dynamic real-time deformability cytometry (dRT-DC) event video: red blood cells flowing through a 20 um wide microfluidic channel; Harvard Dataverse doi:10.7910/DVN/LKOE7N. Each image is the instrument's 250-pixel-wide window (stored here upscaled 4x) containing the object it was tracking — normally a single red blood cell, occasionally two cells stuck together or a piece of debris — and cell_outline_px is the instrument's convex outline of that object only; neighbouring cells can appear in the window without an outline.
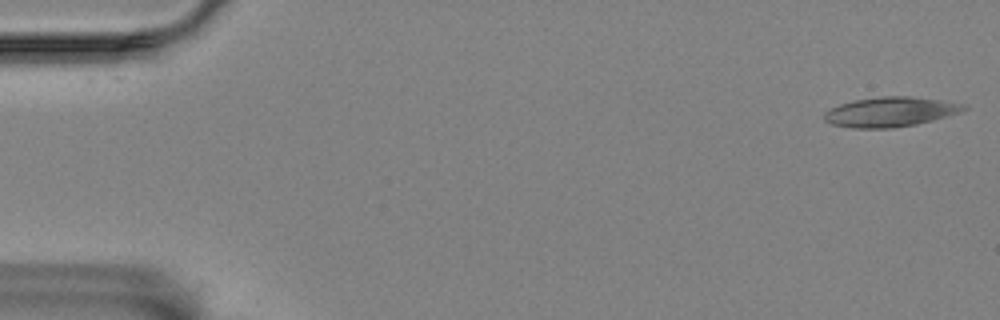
{"species": "Egyptian fruit bat (a non-hibernating species)", "species_latin": "Rousettus aegyptiacus", "temperature_condition": "room temperature", "stored_images_in_passage": 57, "camera_frame_rate_fps": 3000, "um_per_image_px": 0.085, "animal": {"sex": "female"}, "frame": {"image": 1, "passage_image": 1, "time_ms": 0.0, "image_size_px": [1000, 320], "cell_outline_px": [[968, 108], [960, 112], [932, 120], [916, 124], [892, 128], [852, 128], [832, 124], [824, 120], [824, 112], [840, 104], [852, 100], [880, 96], [908, 96], [940, 100], [968, 104]], "centroid_in_image_um": [75.68, 9.5], "position_along_channel_um": 9.3, "area_um2": 24.16}}
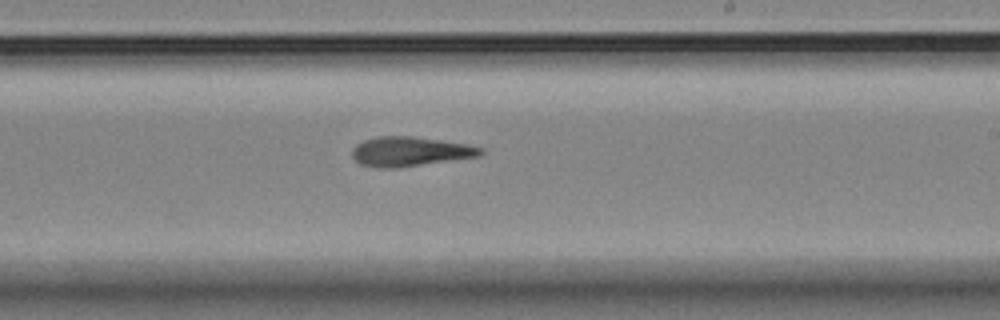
{"frame": {"image": 2, "passage_image": 33, "time_ms": 10.667, "image_size_px": [1000, 320], "cell_outline_px": [[484, 156], [396, 168], [380, 168], [360, 164], [352, 156], [352, 148], [356, 144], [364, 140], [376, 136], [412, 136], [468, 144], [484, 148]], "centroid_in_image_um": [34.9, 12.88], "position_along_channel_um": 254.1, "area_um2": 22.37}}
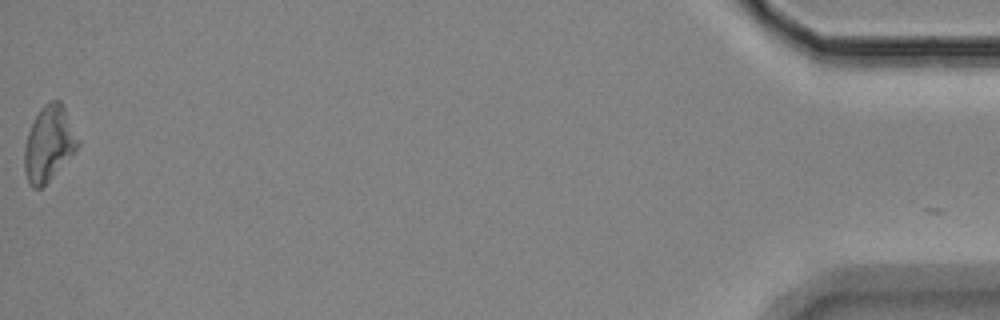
{"frame": {"image": 3, "passage_image": 56, "time_ms": 18.333, "image_size_px": [1000, 320], "cell_outline_px": [[80, 144], [48, 180], [40, 188], [32, 188], [28, 180], [24, 168], [24, 148], [28, 132], [40, 108], [48, 100], [60, 100], [80, 140]], "centroid_in_image_um": [4.14, 12.16], "position_along_channel_um": 431.1, "area_um2": 22.83}, "authors_computed_cell_mechanics": {"area_um2": 22.542, "velocity_mm_per_s": 3.5228, "shape_relaxation_time_tau1_ms": null, "shape_relaxation_time_tau2_ms": 7.4847, "deformation_change_tau1": null, "deformation_change_tau2": 0.2076}}